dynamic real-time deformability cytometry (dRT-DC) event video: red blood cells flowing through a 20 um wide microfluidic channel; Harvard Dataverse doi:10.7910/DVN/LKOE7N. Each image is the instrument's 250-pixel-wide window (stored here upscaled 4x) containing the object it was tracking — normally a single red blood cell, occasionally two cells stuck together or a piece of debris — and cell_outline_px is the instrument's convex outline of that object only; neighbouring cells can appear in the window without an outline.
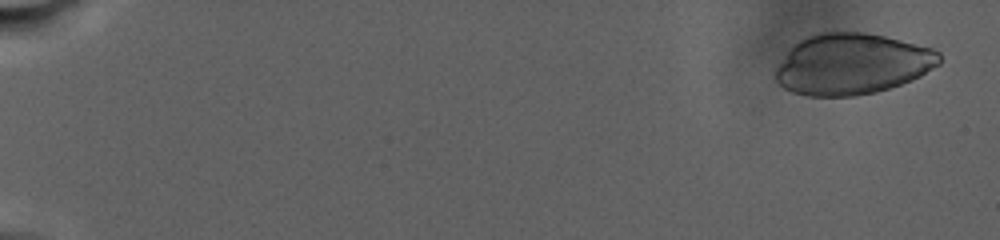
{"species": "human", "species_latin": "Homo sapiens", "temperature_condition": "warm", "stored_images_in_passage": 64, "camera_frame_rate_fps": 3000, "um_per_image_px": 0.085, "donor": {"sex": "male"}, "frame": {"image": 1, "passage_image": 1, "time_ms": 0.0, "image_size_px": [1000, 240], "cell_outline_px": [[940, 64], [920, 76], [912, 80], [876, 92], [856, 96], [808, 96], [792, 92], [784, 88], [772, 76], [776, 68], [788, 52], [800, 40], [816, 32], [864, 32], [884, 36], [932, 48], [940, 52]], "centroid_in_image_um": [72.42, 5.45], "position_along_channel_um": 12.6, "area_um2": 58.15}}
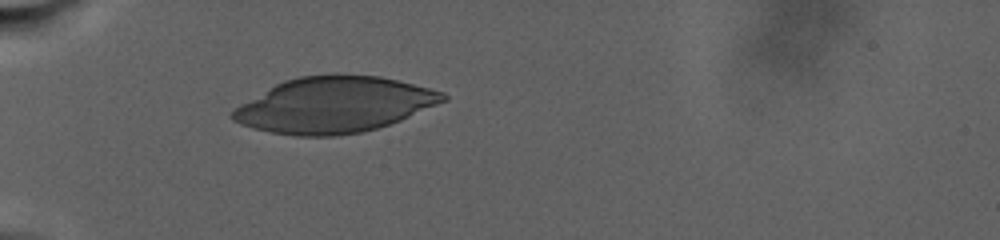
{"frame": {"image": 2, "passage_image": 24, "time_ms": 9.0, "image_size_px": [1000, 240], "cell_outline_px": [[448, 100], [400, 120], [376, 128], [360, 132], [336, 136], [296, 136], [272, 132], [252, 128], [240, 124], [232, 120], [228, 116], [240, 104], [276, 84], [284, 80], [300, 76], [336, 72], [380, 76], [444, 92], [448, 96]], "centroid_in_image_um": [28.4, 8.89], "position_along_channel_um": 56.6, "area_um2": 68.55}}
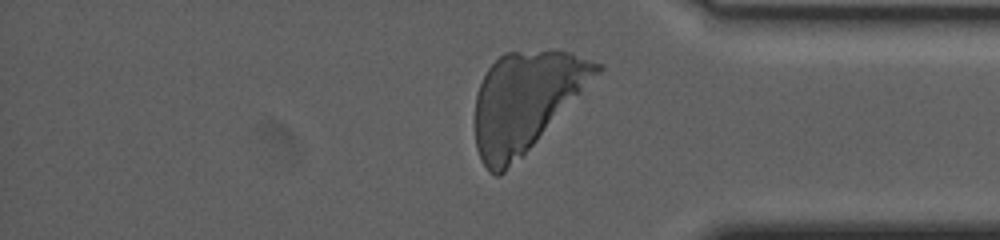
{"frame": {"image": 3, "passage_image": 57, "time_ms": 24.0, "image_size_px": [1000, 240], "cell_outline_px": [[604, 68], [524, 156], [500, 176], [496, 176], [488, 172], [480, 160], [476, 148], [476, 96], [480, 84], [488, 68], [504, 52], [552, 48], [572, 52], [604, 64]], "centroid_in_image_um": [44.71, 8.6], "position_along_channel_um": 390.5, "area_um2": 70.81}}